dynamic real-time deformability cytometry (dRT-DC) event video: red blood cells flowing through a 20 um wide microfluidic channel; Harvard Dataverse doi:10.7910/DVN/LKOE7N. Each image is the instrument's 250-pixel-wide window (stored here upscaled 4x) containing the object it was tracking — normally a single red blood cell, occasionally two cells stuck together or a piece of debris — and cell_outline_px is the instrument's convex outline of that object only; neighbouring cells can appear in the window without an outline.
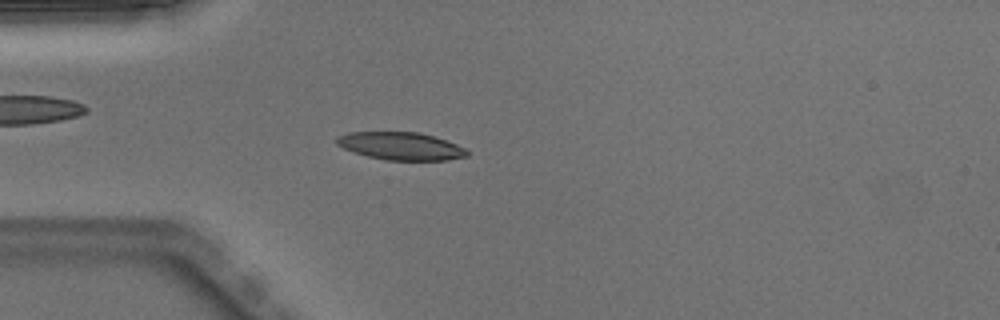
{"species": "Egyptian fruit bat (a non-hibernating species)", "species_latin": "Rousettus aegyptiacus", "temperature_condition": "warm", "stored_images_in_passage": 50, "camera_frame_rate_fps": 3000, "um_per_image_px": 0.085, "animal": {"sex": "male"}, "frame": {"image": 1, "passage_image": 14, "time_ms": 4.333, "image_size_px": [1000, 320], "cell_outline_px": [[468, 156], [448, 160], [384, 160], [368, 156], [344, 148], [336, 144], [336, 136], [348, 132], [420, 132], [456, 144], [464, 148], [468, 152]], "centroid_in_image_um": [34.05, 12.41], "position_along_channel_um": 50.9, "area_um2": 20.92}}
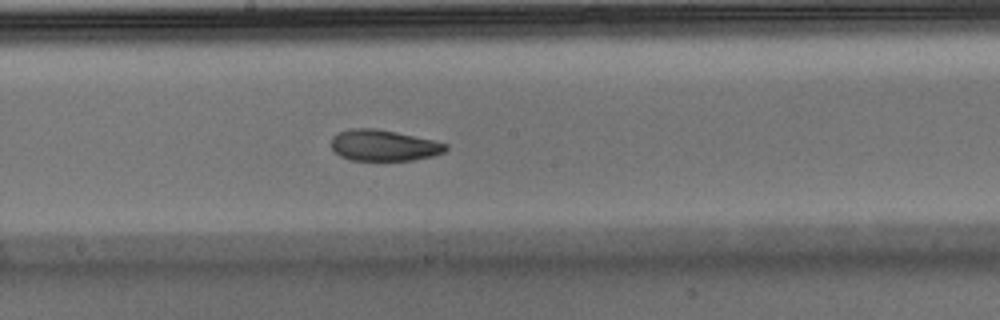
{"frame": {"image": 2, "passage_image": 27, "time_ms": 8.667, "image_size_px": [1000, 320], "cell_outline_px": [[448, 148], [444, 152], [432, 156], [412, 160], [352, 160], [340, 156], [332, 148], [332, 136], [336, 132], [352, 128], [376, 128], [396, 132], [432, 140], [448, 144]], "centroid_in_image_um": [32.6, 12.35], "position_along_channel_um": 215.6, "area_um2": 20.69}}
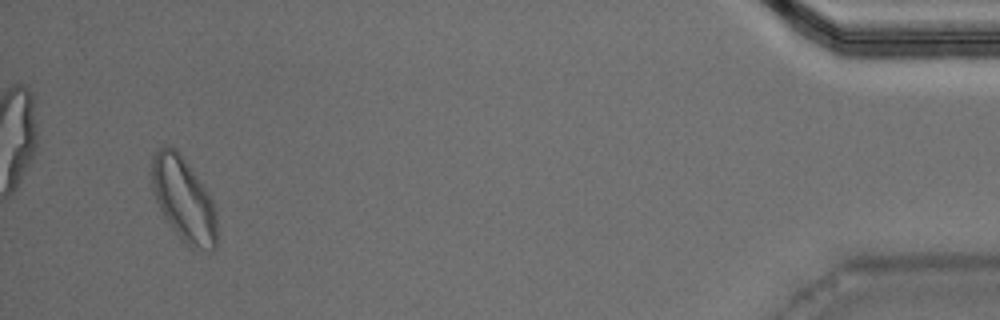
{"frame": {"image": 3, "passage_image": 48, "time_ms": 15.667, "image_size_px": [1000, 320], "cell_outline_px": [[216, 248], [212, 252], [208, 252], [188, 248], [172, 228], [164, 216], [156, 200], [152, 188], [152, 156], [156, 148], [164, 144], [168, 144], [176, 148], [208, 192], [212, 200], [216, 216]], "centroid_in_image_um": [15.6, 16.97], "position_along_channel_um": 419.6, "area_um2": 32.19}, "authors_computed_cell_mechanics": {"area_um2": 21.2993, "velocity_mm_per_s": 3.9962, "shape_relaxation_time_tau1_ms": 4.5948, "shape_relaxation_time_tau2_ms": 1.9978, "deformation_change_tau1": 0.1396, "deformation_change_tau2": 0.0723}}